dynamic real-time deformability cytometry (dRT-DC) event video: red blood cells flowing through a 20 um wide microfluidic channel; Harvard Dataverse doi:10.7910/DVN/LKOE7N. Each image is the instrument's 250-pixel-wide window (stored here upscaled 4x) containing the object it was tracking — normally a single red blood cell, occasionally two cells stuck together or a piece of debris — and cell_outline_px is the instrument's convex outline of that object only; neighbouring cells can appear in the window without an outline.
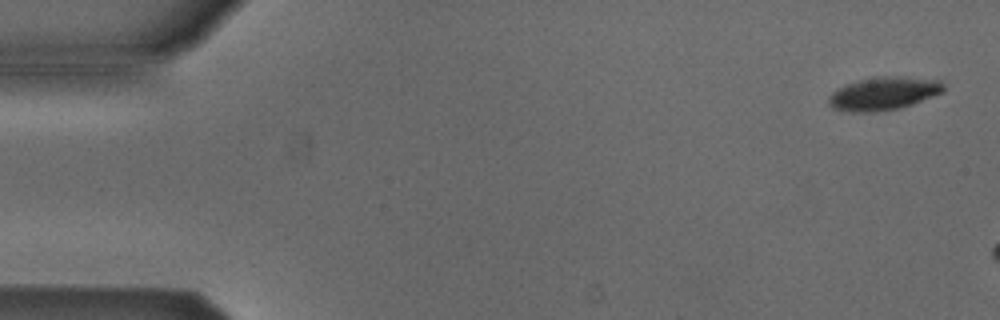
{"species": "Egyptian fruit bat (a non-hibernating species)", "species_latin": "Rousettus aegyptiacus", "temperature_condition": "cold", "stored_images_in_passage": 2, "camera_frame_rate_fps": 3000, "um_per_image_px": 0.085, "animal": {"sex": "male"}, "frame": {"image": 1, "passage_image": 2, "time_ms": 0.333, "image_size_px": [1000, 320], "cell_outline_px": [[944, 92], [912, 104], [900, 108], [872, 112], [848, 112], [832, 108], [828, 104], [828, 96], [836, 88], [872, 76], [904, 76], [940, 80], [944, 84]], "centroid_in_image_um": [75.09, 7.94], "position_along_channel_um": 9.9, "area_um2": 22.43}}